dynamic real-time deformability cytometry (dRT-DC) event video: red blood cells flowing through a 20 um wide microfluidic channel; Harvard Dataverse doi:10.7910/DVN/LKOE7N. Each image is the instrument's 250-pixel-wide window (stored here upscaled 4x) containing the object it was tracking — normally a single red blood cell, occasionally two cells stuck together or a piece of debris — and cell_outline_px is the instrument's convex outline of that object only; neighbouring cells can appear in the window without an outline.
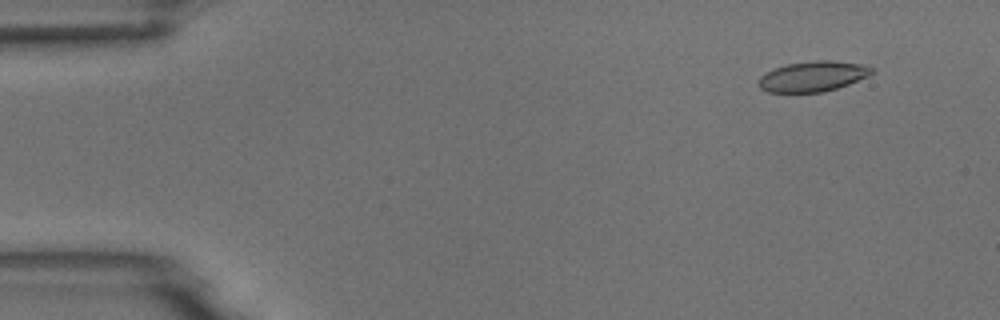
{"species": "common noctule bat (a hibernating species)", "species_latin": "Nyctalus noctula", "temperature_condition": "room temperature", "stored_images_in_passage": 5, "camera_frame_rate_fps": 3000, "um_per_image_px": 0.085, "animal": {"sex": "male", "body_mass_g": 18.8}, "frame": {"image": 1, "passage_image": 2, "time_ms": 1.0, "image_size_px": [1000, 320], "cell_outline_px": [[876, 72], [868, 76], [848, 84], [836, 88], [820, 92], [768, 92], [760, 88], [760, 76], [764, 72], [788, 64], [816, 60], [832, 60], [860, 64], [876, 68]], "centroid_in_image_um": [69.13, 6.48], "position_along_channel_um": 15.9, "area_um2": 19.88}}